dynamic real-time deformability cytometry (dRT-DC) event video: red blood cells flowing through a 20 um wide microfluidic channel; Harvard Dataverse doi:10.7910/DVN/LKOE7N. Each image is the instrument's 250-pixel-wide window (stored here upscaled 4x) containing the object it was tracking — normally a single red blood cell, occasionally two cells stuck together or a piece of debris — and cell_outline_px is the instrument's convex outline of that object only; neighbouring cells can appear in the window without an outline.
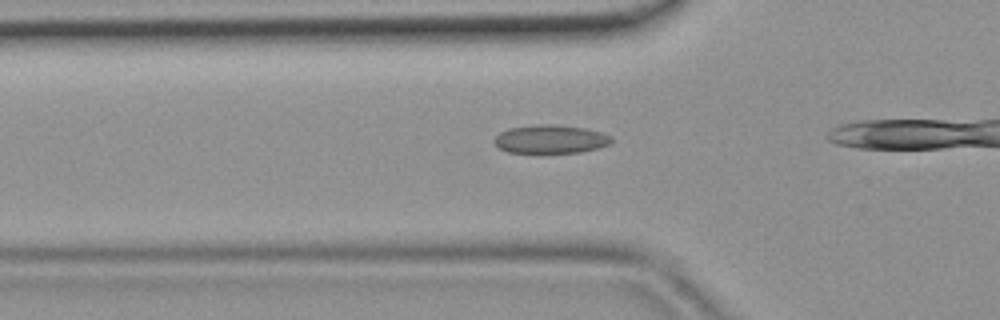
{"species": "common noctule bat (a hibernating species)", "species_latin": "Nyctalus noctula", "temperature_condition": "room temperature", "stored_images_in_passage": 8, "camera_frame_rate_fps": 3000, "um_per_image_px": 0.085, "animal": {"sex": "female", "body_mass_g": 19.9}, "frame": {"image": 1, "passage_image": 4, "time_ms": 1.0, "image_size_px": [1000, 320], "cell_outline_px": [[612, 140], [608, 144], [596, 148], [580, 152], [508, 152], [500, 148], [492, 140], [500, 132], [508, 128], [540, 124], [548, 124], [584, 128], [600, 132], [612, 136]], "centroid_in_image_um": [46.77, 11.82], "position_along_channel_um": 79.0, "area_um2": 19.07}}
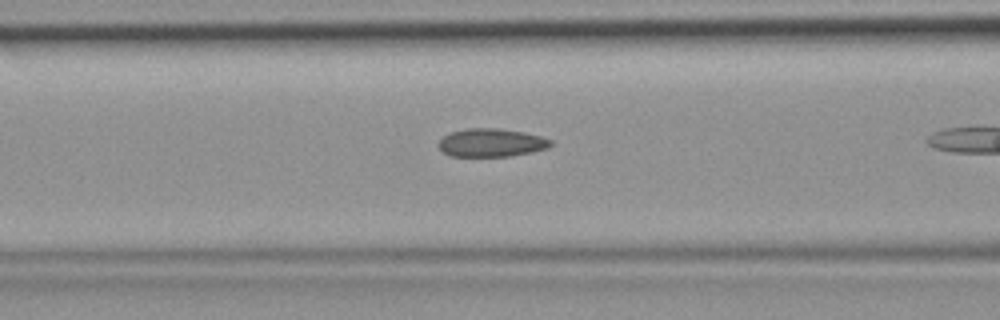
{"frame": {"image": 2, "passage_image": 7, "time_ms": 2.0, "image_size_px": [1000, 320], "cell_outline_px": [[552, 144], [548, 148], [508, 156], [452, 156], [444, 152], [436, 144], [444, 136], [452, 132], [468, 128], [496, 128], [524, 132], [540, 136], [552, 140]], "centroid_in_image_um": [41.75, 12.12], "position_along_channel_um": 124.8, "area_um2": 18.21}}